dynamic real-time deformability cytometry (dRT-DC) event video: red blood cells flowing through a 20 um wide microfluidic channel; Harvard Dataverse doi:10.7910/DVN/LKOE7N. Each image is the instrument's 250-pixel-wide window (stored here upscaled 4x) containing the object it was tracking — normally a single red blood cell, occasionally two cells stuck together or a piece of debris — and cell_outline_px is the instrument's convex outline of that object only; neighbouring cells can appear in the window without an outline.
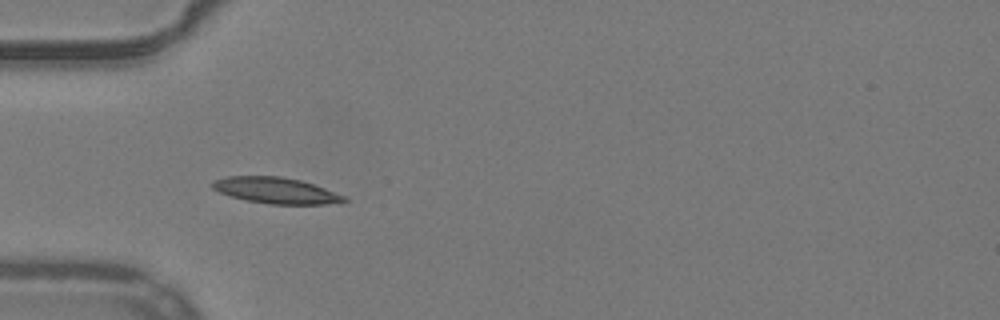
{"species": "common noctule bat (a hibernating species)", "species_latin": "Nyctalus noctula", "temperature_condition": "warm", "stored_images_in_passage": 37, "camera_frame_rate_fps": 3000, "um_per_image_px": 0.085, "animal": {"sex": "male", "body_mass_g": 19.2, "forearm_length_mm": 51.8}, "frame": {"image": 1, "passage_image": 1, "time_ms": 0.0, "image_size_px": [1000, 320], "cell_outline_px": [[348, 200], [324, 204], [268, 204], [248, 200], [232, 196], [220, 192], [212, 188], [208, 184], [212, 180], [228, 176], [280, 176], [300, 180], [324, 188], [344, 196]], "centroid_in_image_um": [23.37, 16.17], "position_along_channel_um": 61.6, "area_um2": 19.77}}
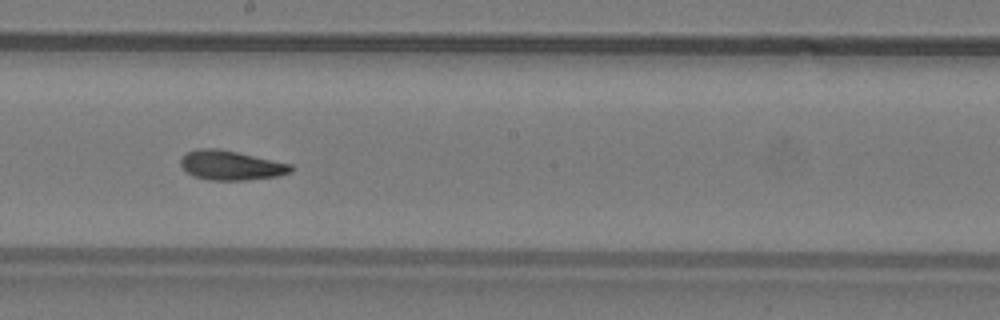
{"frame": {"image": 2, "passage_image": 14, "time_ms": 4.333, "image_size_px": [1000, 320], "cell_outline_px": [[296, 168], [292, 172], [280, 176], [248, 180], [208, 180], [192, 176], [180, 164], [180, 160], [188, 152], [200, 148], [216, 148], [236, 152], [292, 164]], "centroid_in_image_um": [19.68, 14.07], "position_along_channel_um": 228.5, "area_um2": 18.96}}
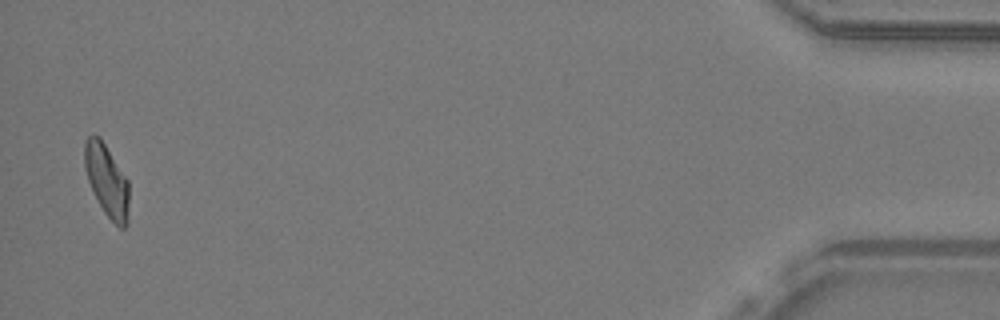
{"frame": {"image": 3, "passage_image": 36, "time_ms": 11.667, "image_size_px": [1000, 320], "cell_outline_px": [[128, 224], [124, 228], [120, 228], [104, 212], [88, 180], [84, 168], [84, 140], [92, 132], [100, 136], [128, 180]], "centroid_in_image_um": [9.06, 15.28], "position_along_channel_um": 426.1, "area_um2": 18.67}, "authors_computed_cell_mechanics": {"area_um2": 18.785, "velocity_mm_per_s": 3.9097, "shape_relaxation_time_tau1_ms": 7.97, "shape_relaxation_time_tau2_ms": 1.8269, "deformation_change_tau1": 0.2202, "deformation_change_tau2": 0.0786}}